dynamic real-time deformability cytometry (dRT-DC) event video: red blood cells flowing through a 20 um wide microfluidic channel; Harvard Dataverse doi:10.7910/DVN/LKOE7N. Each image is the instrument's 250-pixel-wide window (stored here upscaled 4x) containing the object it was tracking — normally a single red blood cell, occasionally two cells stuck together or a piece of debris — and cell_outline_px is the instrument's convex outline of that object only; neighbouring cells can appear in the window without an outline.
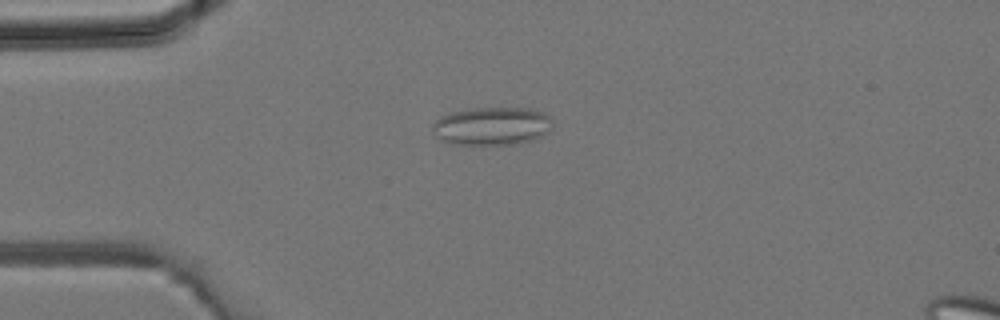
{"species": "common noctule bat (a hibernating species)", "species_latin": "Nyctalus noctula", "temperature_condition": "room temperature", "stored_images_in_passage": 2, "camera_frame_rate_fps": 3000, "um_per_image_px": 0.085, "animal": {"sex": "male", "body_mass_g": 19.2, "forearm_length_mm": 51.8}, "frame": {"image": 1, "passage_image": 2, "time_ms": 0.333, "image_size_px": [1000, 320], "cell_outline_px": [[552, 132], [536, 140], [516, 144], [448, 144], [436, 136], [432, 128], [432, 124], [440, 116], [448, 112], [472, 108], [532, 108], [544, 112], [552, 116]], "centroid_in_image_um": [41.88, 10.71], "position_along_channel_um": 43.1, "area_um2": 27.4}}